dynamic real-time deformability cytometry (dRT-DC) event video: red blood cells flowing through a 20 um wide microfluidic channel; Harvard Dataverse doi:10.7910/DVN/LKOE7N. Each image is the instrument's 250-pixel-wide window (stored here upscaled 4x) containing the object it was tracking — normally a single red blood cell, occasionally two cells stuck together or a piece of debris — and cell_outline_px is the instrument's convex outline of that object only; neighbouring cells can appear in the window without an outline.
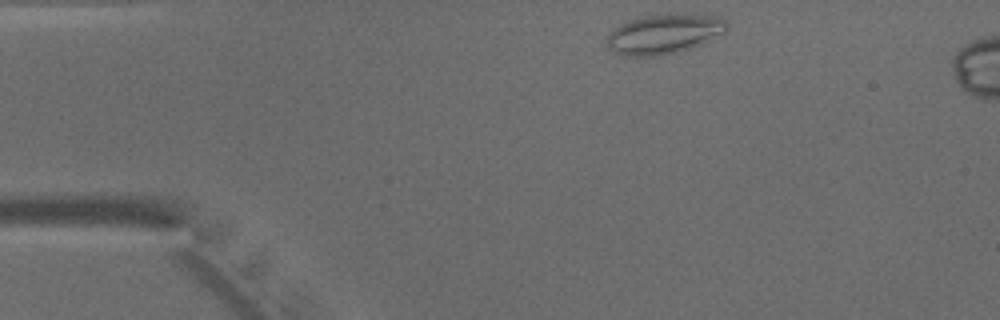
{"species": "common noctule bat (a hibernating species)", "species_latin": "Nyctalus noctula", "temperature_condition": "warm", "stored_images_in_passage": 5, "camera_frame_rate_fps": 3000, "um_per_image_px": 0.085, "animal": {"sex": "male", "body_mass_g": 15.6}, "frame": {"image": 1, "passage_image": 1, "time_ms": 0.0, "image_size_px": [1000, 320], "cell_outline_px": [[728, 28], [724, 32], [692, 48], [660, 56], [620, 56], [608, 48], [608, 36], [620, 24], [632, 20], [648, 16], [720, 16], [728, 20]], "centroid_in_image_um": [56.45, 2.94], "position_along_channel_um": 28.6, "area_um2": 26.88}}